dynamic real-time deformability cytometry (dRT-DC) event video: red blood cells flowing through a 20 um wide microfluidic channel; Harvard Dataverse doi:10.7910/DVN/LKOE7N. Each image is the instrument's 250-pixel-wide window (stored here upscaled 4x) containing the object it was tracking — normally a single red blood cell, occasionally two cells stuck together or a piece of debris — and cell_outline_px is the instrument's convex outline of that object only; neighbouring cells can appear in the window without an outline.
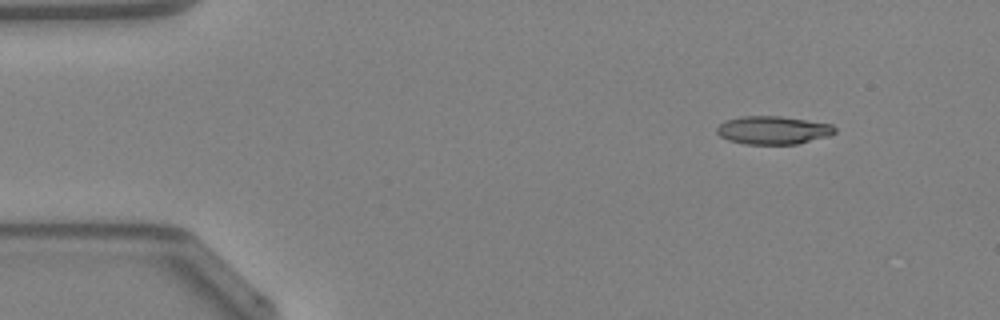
{"species": "Egyptian fruit bat (a non-hibernating species)", "species_latin": "Rousettus aegyptiacus", "temperature_condition": "warm", "stored_images_in_passage": 35, "camera_frame_rate_fps": 3000, "um_per_image_px": 0.085, "animal": {"sex": "female"}, "frame": {"image": 1, "passage_image": 1, "time_ms": 0.0, "image_size_px": [1000, 320], "cell_outline_px": [[836, 132], [828, 136], [796, 144], [744, 144], [728, 140], [720, 136], [716, 132], [716, 128], [720, 124], [728, 120], [744, 116], [780, 116], [832, 124], [836, 128]], "centroid_in_image_um": [65.71, 11.07], "position_along_channel_um": 19.3, "area_um2": 19.25}}
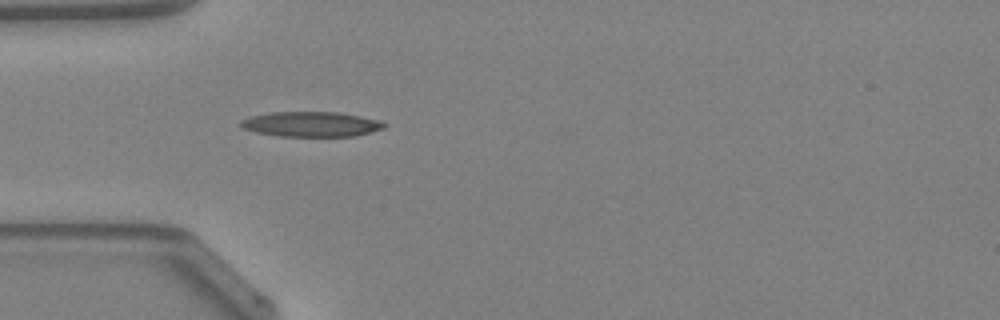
{"frame": {"image": 2, "passage_image": 10, "time_ms": 3.0, "image_size_px": [1000, 320], "cell_outline_px": [[388, 124], [384, 128], [356, 136], [280, 136], [256, 132], [244, 128], [240, 124], [240, 120], [252, 116], [268, 112], [340, 112], [380, 120]], "centroid_in_image_um": [26.48, 10.55], "position_along_channel_um": 58.5, "area_um2": 20.92}}
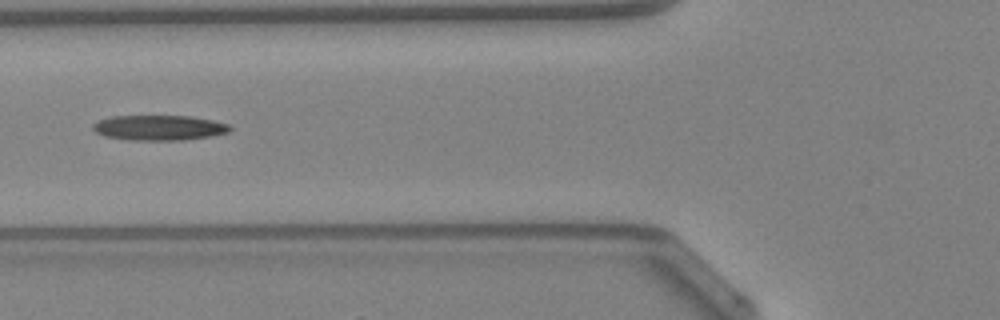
{"frame": {"image": 3, "passage_image": 14, "time_ms": 4.333, "image_size_px": [1000, 320], "cell_outline_px": [[232, 128], [228, 132], [212, 136], [184, 140], [128, 140], [104, 136], [96, 132], [92, 128], [92, 124], [100, 120], [112, 116], [188, 116], [212, 120], [228, 124]], "centroid_in_image_um": [13.51, 10.86], "position_along_channel_um": 112.3, "area_um2": 20.06}}